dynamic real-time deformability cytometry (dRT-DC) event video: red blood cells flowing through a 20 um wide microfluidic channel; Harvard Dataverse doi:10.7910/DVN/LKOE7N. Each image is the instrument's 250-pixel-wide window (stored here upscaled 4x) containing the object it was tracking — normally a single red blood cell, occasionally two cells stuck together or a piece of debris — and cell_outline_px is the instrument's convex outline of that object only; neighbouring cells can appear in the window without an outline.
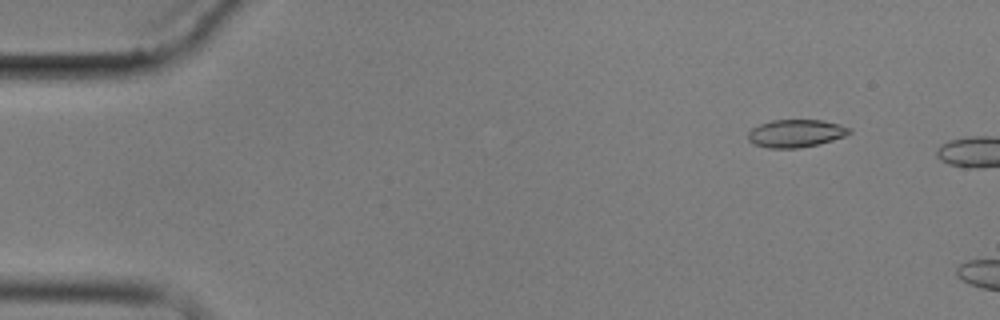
{"species": "common noctule bat (a hibernating species)", "species_latin": "Nyctalus noctula", "temperature_condition": "cold", "stored_images_in_passage": 2, "camera_frame_rate_fps": 3000, "um_per_image_px": 0.085, "animal": {"sex": "male", "body_mass_g": 17.9}, "frame": {"image": 1, "passage_image": 1, "time_ms": 0.0, "image_size_px": [1000, 320], "cell_outline_px": [[852, 132], [844, 136], [832, 140], [816, 144], [796, 148], [768, 148], [752, 144], [748, 140], [748, 132], [752, 128], [760, 124], [772, 120], [820, 120], [840, 124], [852, 128]], "centroid_in_image_um": [67.63, 11.33], "position_along_channel_um": 17.4, "area_um2": 16.36}}